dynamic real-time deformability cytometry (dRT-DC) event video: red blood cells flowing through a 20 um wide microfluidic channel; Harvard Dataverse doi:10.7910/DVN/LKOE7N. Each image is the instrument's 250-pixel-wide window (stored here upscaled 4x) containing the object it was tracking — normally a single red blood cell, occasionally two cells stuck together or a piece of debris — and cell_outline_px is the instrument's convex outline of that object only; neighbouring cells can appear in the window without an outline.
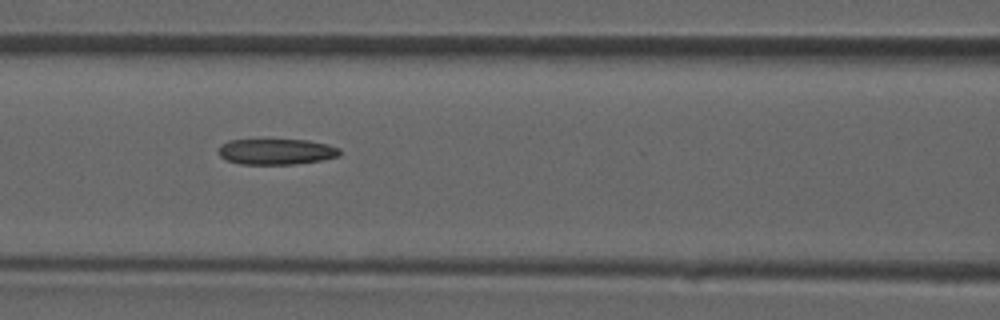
{"species": "common noctule bat (a hibernating species)", "species_latin": "Nyctalus noctula", "temperature_condition": "room temperature", "stored_images_in_passage": 46, "camera_frame_rate_fps": 3000, "um_per_image_px": 0.085, "animal": {"sex": "male", "forearm_length_mm": 52.5}, "frame": {"image": 1, "passage_image": 20, "time_ms": 6.333, "image_size_px": [1000, 320], "cell_outline_px": [[340, 156], [320, 160], [296, 164], [240, 164], [224, 160], [220, 156], [220, 144], [228, 140], [308, 140], [340, 148]], "centroid_in_image_um": [23.46, 12.89], "position_along_channel_um": 143.1, "area_um2": 18.15}}